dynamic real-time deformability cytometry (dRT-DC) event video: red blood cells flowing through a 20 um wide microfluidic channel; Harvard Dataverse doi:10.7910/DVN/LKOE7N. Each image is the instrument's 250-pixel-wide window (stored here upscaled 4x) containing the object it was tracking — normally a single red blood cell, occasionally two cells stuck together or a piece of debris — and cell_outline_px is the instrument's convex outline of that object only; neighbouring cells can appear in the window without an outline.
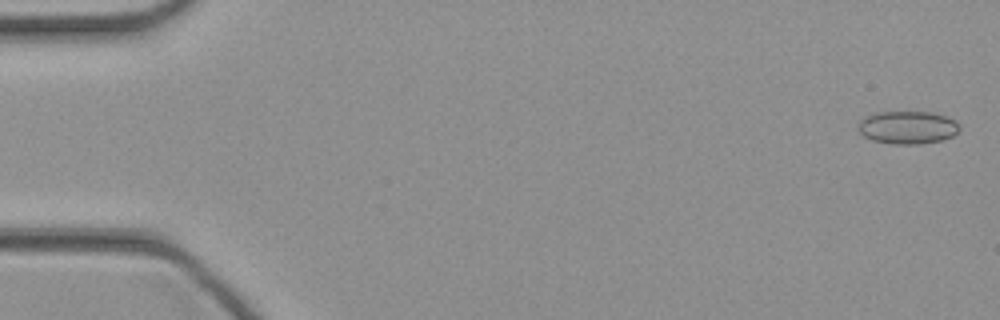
{"species": "common noctule bat (a hibernating species)", "species_latin": "Nyctalus noctula", "temperature_condition": "cold", "stored_images_in_passage": 45, "camera_frame_rate_fps": 3000, "um_per_image_px": 0.085, "animal": {"sex": "female", "body_mass_g": 21.9}, "frame": {"image": 1, "passage_image": 1, "time_ms": 0.0, "image_size_px": [1000, 320], "cell_outline_px": [[960, 128], [952, 136], [940, 140], [920, 144], [892, 144], [872, 140], [864, 136], [856, 128], [860, 120], [864, 116], [876, 112], [932, 112], [956, 120], [960, 124]], "centroid_in_image_um": [77.12, 10.83], "position_along_channel_um": 7.9, "area_um2": 19.54}}
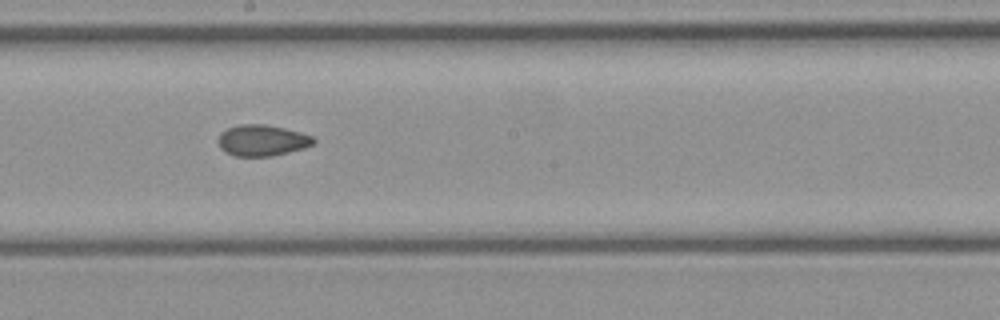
{"frame": {"image": 2, "passage_image": 25, "time_ms": 8.0, "image_size_px": [1000, 320], "cell_outline_px": [[316, 140], [312, 144], [304, 148], [272, 156], [236, 156], [224, 152], [220, 148], [220, 132], [228, 128], [240, 124], [264, 124], [284, 128], [300, 132], [312, 136]], "centroid_in_image_um": [22.28, 11.93], "position_along_channel_um": 225.9, "area_um2": 17.17}}
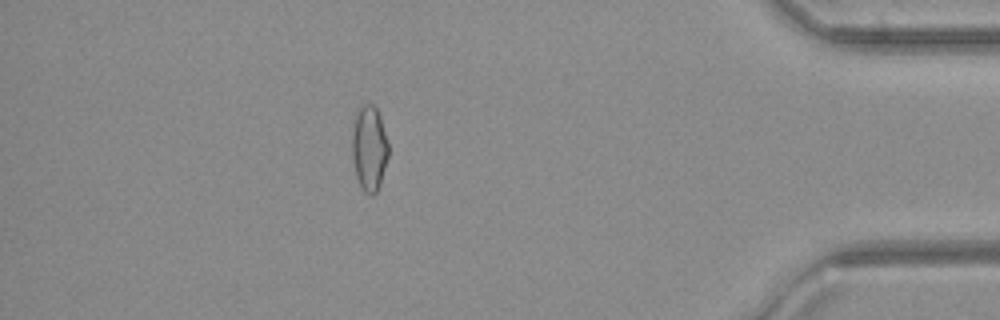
{"frame": {"image": 3, "passage_image": 40, "time_ms": 13.0, "image_size_px": [1000, 320], "cell_outline_px": [[388, 156], [380, 184], [376, 192], [372, 196], [364, 192], [356, 176], [352, 156], [352, 132], [356, 116], [360, 108], [364, 104], [372, 104], [376, 108], [380, 116], [388, 140]], "centroid_in_image_um": [31.39, 12.62], "position_along_channel_um": 403.8, "area_um2": 17.92}}